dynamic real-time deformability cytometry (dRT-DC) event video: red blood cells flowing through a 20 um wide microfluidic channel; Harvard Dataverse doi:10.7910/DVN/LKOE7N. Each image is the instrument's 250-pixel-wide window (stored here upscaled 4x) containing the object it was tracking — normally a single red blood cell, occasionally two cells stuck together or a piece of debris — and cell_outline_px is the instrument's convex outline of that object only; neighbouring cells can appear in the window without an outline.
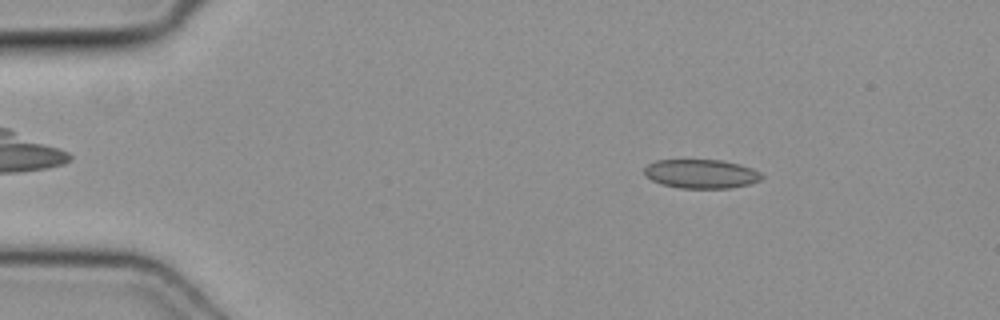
{"species": "common noctule bat (a hibernating species)", "species_latin": "Nyctalus noctula", "temperature_condition": "cold", "stored_images_in_passage": 49, "camera_frame_rate_fps": 3000, "um_per_image_px": 0.085, "animal": {"sex": "female", "body_mass_g": 19.3, "forearm_length_mm": 54.1}, "frame": {"image": 1, "passage_image": 7, "time_ms": 2.0, "image_size_px": [1000, 320], "cell_outline_px": [[764, 176], [760, 180], [748, 184], [728, 188], [680, 188], [660, 184], [652, 180], [644, 172], [644, 168], [648, 164], [656, 160], [720, 160], [740, 164], [752, 168], [760, 172]], "centroid_in_image_um": [59.6, 14.77], "position_along_channel_um": 25.4, "area_um2": 19.77}}
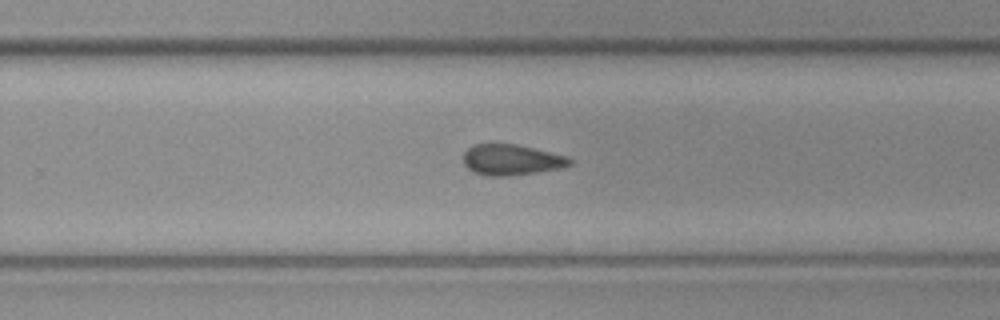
{"frame": {"image": 2, "passage_image": 31, "time_ms": 10.0, "image_size_px": [1000, 320], "cell_outline_px": [[572, 164], [560, 168], [512, 176], [484, 176], [472, 172], [464, 164], [464, 152], [468, 148], [476, 144], [516, 144], [568, 156], [572, 160]], "centroid_in_image_um": [43.46, 13.59], "position_along_channel_um": 286.3, "area_um2": 19.13}}
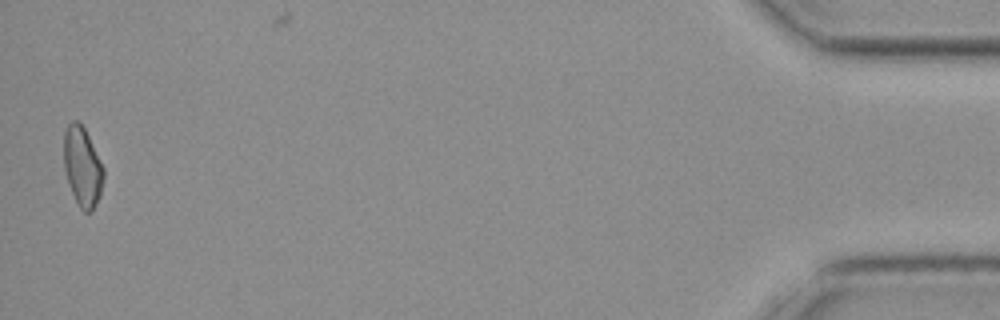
{"frame": {"image": 3, "passage_image": 48, "time_ms": 15.667, "image_size_px": [1000, 320], "cell_outline_px": [[104, 176], [100, 196], [92, 212], [84, 212], [80, 208], [72, 192], [64, 168], [64, 132], [68, 124], [72, 120], [76, 120], [84, 128], [104, 168]], "centroid_in_image_um": [7.01, 14.18], "position_along_channel_um": 428.2, "area_um2": 18.21}}